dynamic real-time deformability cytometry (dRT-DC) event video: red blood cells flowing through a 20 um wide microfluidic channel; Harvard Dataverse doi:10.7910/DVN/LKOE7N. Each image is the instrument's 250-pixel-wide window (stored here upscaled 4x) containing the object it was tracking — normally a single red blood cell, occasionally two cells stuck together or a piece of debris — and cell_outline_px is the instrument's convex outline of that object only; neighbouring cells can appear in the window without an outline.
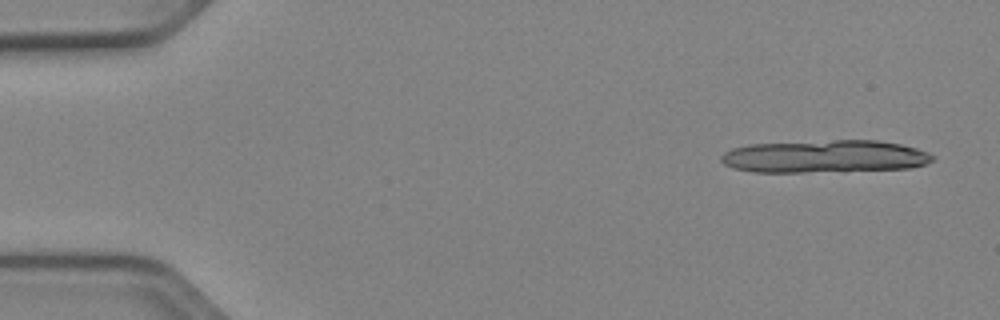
{"species": "Egyptian fruit bat (a non-hibernating species)", "species_latin": "Rousettus aegyptiacus", "temperature_condition": "cold", "stored_images_in_passage": 2, "camera_frame_rate_fps": 3000, "um_per_image_px": 0.085, "animal": {"sex": "female"}, "frame": {"image": 1, "passage_image": 1, "time_ms": 0.0, "image_size_px": [1000, 320], "cell_outline_px": [[920, 164], [888, 168], [776, 168], [804, 148], [856, 144], [888, 144], [908, 148]], "centroid_in_image_um": [72.43, 13.36], "position_along_channel_um": 12.6, "area_um2": 19.59}}